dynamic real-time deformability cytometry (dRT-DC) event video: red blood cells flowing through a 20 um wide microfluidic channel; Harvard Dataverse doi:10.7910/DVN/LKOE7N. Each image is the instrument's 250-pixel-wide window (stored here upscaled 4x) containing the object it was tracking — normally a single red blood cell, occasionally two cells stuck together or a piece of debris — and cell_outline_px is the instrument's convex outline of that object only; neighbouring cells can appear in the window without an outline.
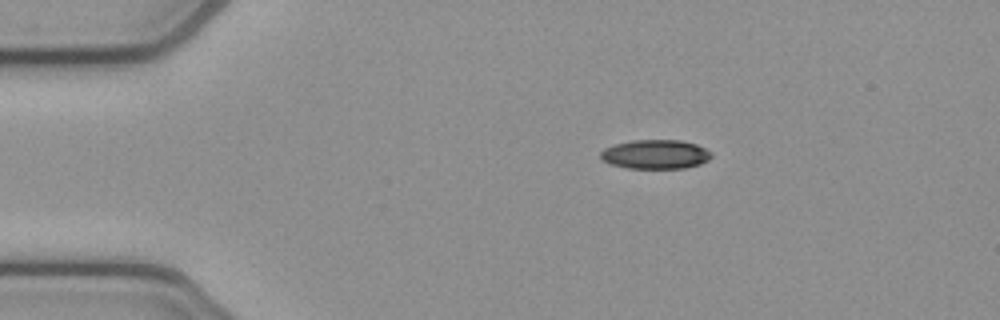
{"species": "common noctule bat (a hibernating species)", "species_latin": "Nyctalus noctula", "temperature_condition": "cold", "stored_images_in_passage": 5, "camera_frame_rate_fps": 3000, "um_per_image_px": 0.085, "animal": {"sex": "female", "body_mass_g": 21.9}, "frame": {"image": 1, "passage_image": 2, "time_ms": 0.333, "image_size_px": [1000, 320], "cell_outline_px": [[712, 156], [708, 160], [700, 164], [684, 168], [628, 168], [608, 164], [600, 156], [600, 152], [604, 148], [616, 144], [632, 140], [680, 140], [696, 144], [712, 152]], "centroid_in_image_um": [55.71, 13.12], "position_along_channel_um": 29.3, "area_um2": 18.84}}
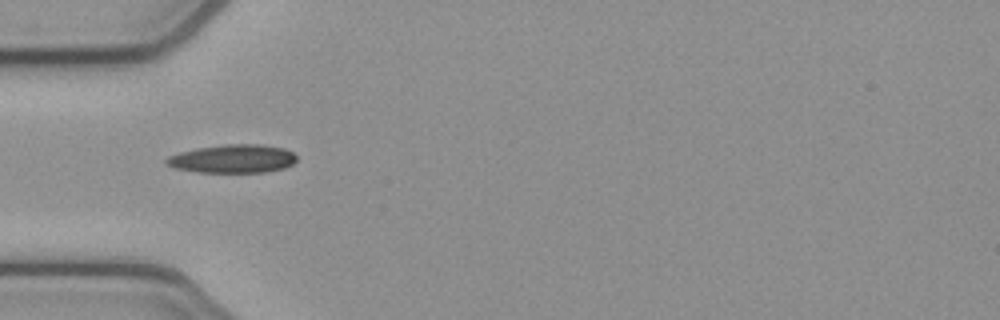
{"frame": {"image": 2, "passage_image": 4, "time_ms": 1.0, "image_size_px": [1000, 320], "cell_outline_px": [[296, 160], [292, 164], [284, 168], [264, 172], [200, 172], [176, 168], [164, 164], [164, 160], [168, 156], [180, 152], [196, 148], [224, 144], [260, 144], [284, 148], [292, 152], [296, 156]], "centroid_in_image_um": [19.77, 13.48], "position_along_channel_um": 65.2, "area_um2": 21.56}}
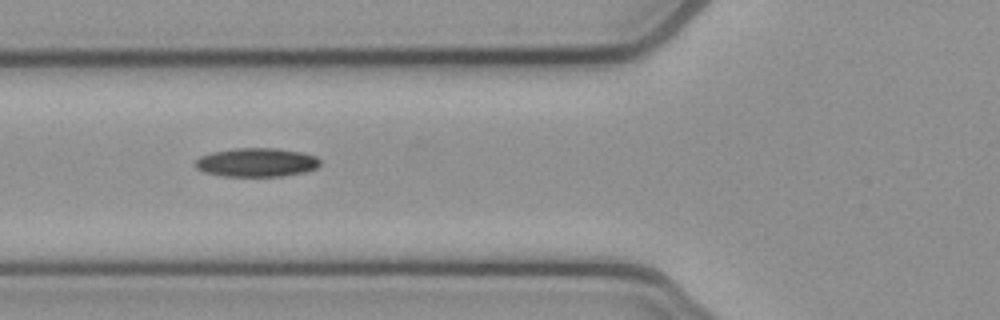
{"frame": {"image": 3, "passage_image": 5, "time_ms": 1.333, "image_size_px": [1000, 320], "cell_outline_px": [[320, 164], [316, 168], [304, 172], [280, 176], [224, 176], [204, 172], [196, 168], [192, 164], [200, 156], [212, 152], [232, 148], [276, 148], [300, 152], [316, 156], [320, 160]], "centroid_in_image_um": [21.77, 13.8], "position_along_channel_um": 104.0, "area_um2": 20.98}}